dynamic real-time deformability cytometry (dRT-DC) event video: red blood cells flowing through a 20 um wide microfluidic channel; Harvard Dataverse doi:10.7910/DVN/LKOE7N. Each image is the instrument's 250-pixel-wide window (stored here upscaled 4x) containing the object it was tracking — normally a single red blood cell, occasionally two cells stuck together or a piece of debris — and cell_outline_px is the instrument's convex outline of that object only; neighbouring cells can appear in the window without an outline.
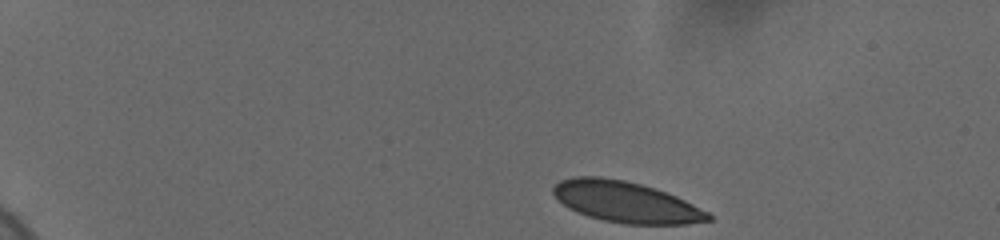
{"species": "human", "species_latin": "Homo sapiens", "temperature_condition": "cold", "stored_images_in_passage": 37, "camera_frame_rate_fps": 3000, "um_per_image_px": 0.085, "donor": {"sex": "female"}, "frame": {"image": 1, "passage_image": 1, "time_ms": 0.0, "image_size_px": [1000, 240], "cell_outline_px": [[712, 220], [688, 224], [624, 224], [604, 220], [588, 216], [576, 212], [568, 208], [552, 192], [552, 188], [560, 180], [576, 176], [600, 176], [624, 180], [640, 184], [676, 196], [708, 212], [712, 216]], "centroid_in_image_um": [53.19, 17.17], "position_along_channel_um": 31.8, "area_um2": 36.76}}
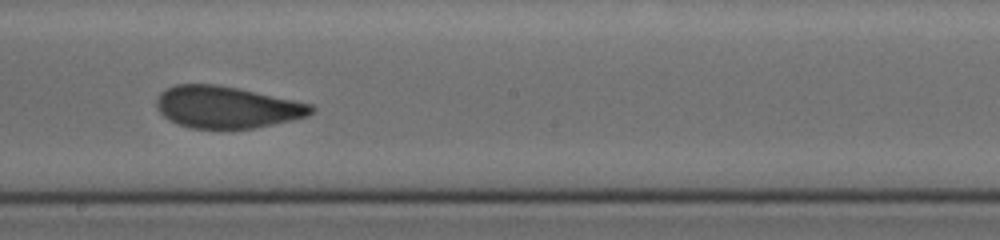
{"frame": {"image": 2, "passage_image": 20, "time_ms": 8.333, "image_size_px": [1000, 240], "cell_outline_px": [[316, 108], [308, 116], [292, 120], [252, 128], [192, 128], [168, 120], [156, 108], [156, 100], [160, 92], [176, 84], [216, 84], [236, 88], [312, 104]], "centroid_in_image_um": [19.25, 9.1], "position_along_channel_um": 228.9, "area_um2": 37.4}}
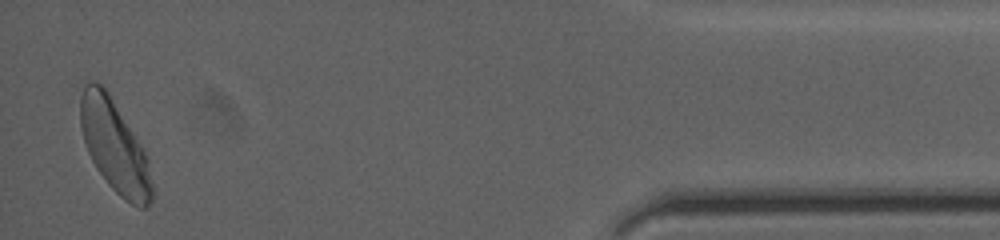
{"frame": {"image": 3, "passage_image": 37, "time_ms": 15.333, "image_size_px": [1000, 240], "cell_outline_px": [[152, 200], [148, 208], [140, 208], [124, 200], [108, 184], [96, 168], [88, 152], [80, 128], [80, 96], [84, 84], [92, 80], [100, 84], [104, 88], [140, 144], [144, 152], [152, 184]], "centroid_in_image_um": [9.7, 12.47], "position_along_channel_um": 425.5, "area_um2": 37.57}, "authors_computed_cell_mechanics": {"area_um2": 38.2058, "velocity_mm_per_s": 3.6383, "shape_relaxation_time_tau1_ms": 3.1213, "shape_relaxation_time_tau2_ms": 0.8243, "deformation_change_tau1": 0.1127, "deformation_change_tau2": 0.0459}}